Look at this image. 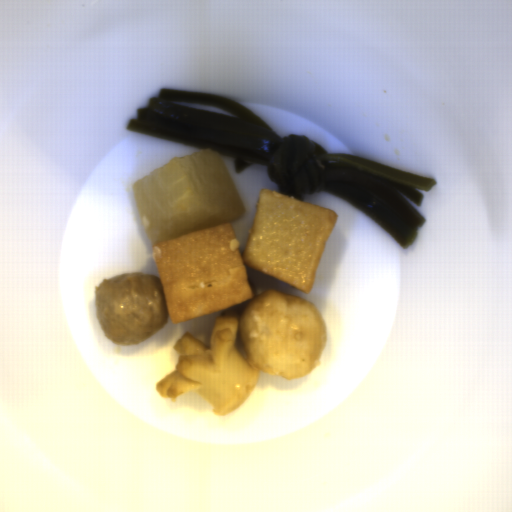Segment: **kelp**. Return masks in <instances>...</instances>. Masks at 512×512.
<instances>
[{
	"mask_svg": "<svg viewBox=\"0 0 512 512\" xmlns=\"http://www.w3.org/2000/svg\"><path fill=\"white\" fill-rule=\"evenodd\" d=\"M126 129L234 158L236 174L265 165L277 191L303 200L326 192L355 206L403 249L417 239L426 217L420 207L436 178L367 158L328 153L304 134L279 135L245 104L224 96L161 87L136 108ZM421 189V190H420ZM408 199H407V198Z\"/></svg>",
	"mask_w": 512,
	"mask_h": 512,
	"instance_id": "obj_1",
	"label": "kelp"
}]
</instances>
